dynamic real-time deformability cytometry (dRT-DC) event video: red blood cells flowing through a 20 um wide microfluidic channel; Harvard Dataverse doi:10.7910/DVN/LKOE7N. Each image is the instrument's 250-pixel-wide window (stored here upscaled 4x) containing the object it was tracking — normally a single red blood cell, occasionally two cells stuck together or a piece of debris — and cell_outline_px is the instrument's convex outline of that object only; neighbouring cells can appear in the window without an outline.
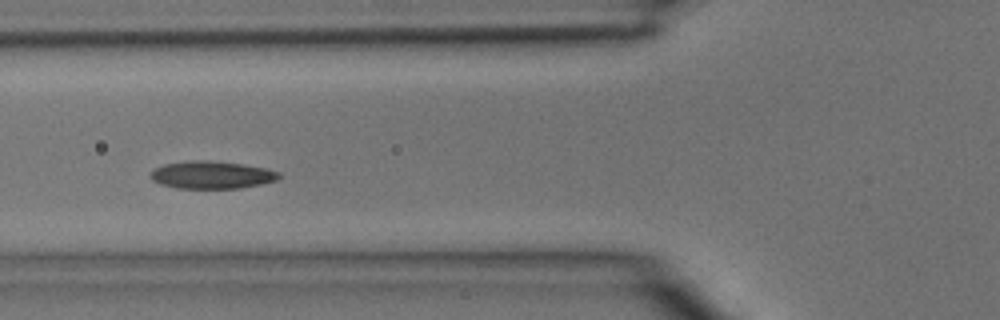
{"species": "common noctule bat (a hibernating species)", "species_latin": "Nyctalus noctula", "temperature_condition": "room temperature", "stored_images_in_passage": 4, "camera_frame_rate_fps": 3000, "um_per_image_px": 0.085, "animal": {"sex": "male", "body_mass_g": 15.6}, "frame": {"image": 1, "passage_image": 4, "time_ms": 1.0, "image_size_px": [1000, 320], "cell_outline_px": [[280, 176], [276, 180], [260, 184], [240, 188], [176, 188], [160, 184], [152, 180], [152, 172], [156, 168], [164, 164], [192, 160], [208, 160], [244, 164], [264, 168], [280, 172]], "centroid_in_image_um": [18.0, 14.86], "position_along_channel_um": 107.8, "area_um2": 20.46}}